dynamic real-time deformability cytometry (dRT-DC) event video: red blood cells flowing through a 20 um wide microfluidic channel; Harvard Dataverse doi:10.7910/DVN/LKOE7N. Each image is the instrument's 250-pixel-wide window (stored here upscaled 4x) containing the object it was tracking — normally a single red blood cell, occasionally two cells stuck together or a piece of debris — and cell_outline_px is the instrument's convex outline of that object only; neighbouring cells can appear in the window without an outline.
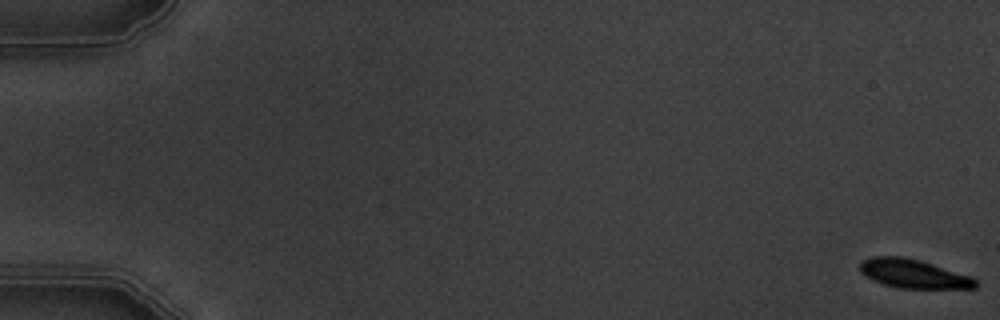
{"species": "common noctule bat (a hibernating species)", "species_latin": "Nyctalus noctula", "temperature_condition": "warm", "stored_images_in_passage": 4, "camera_frame_rate_fps": 3000, "um_per_image_px": 0.085, "animal": {"sex": "male", "body_mass_g": 19.5, "forearm_length_mm": 54.6}, "frame": {"image": 1, "passage_image": 1, "time_ms": 0.0, "image_size_px": [1000, 320], "cell_outline_px": [[976, 288], [900, 288], [884, 284], [872, 280], [864, 276], [860, 272], [860, 260], [872, 256], [900, 256], [920, 260], [972, 276], [976, 280]], "centroid_in_image_um": [77.6, 23.26], "position_along_channel_um": 7.4, "area_um2": 19.48}}